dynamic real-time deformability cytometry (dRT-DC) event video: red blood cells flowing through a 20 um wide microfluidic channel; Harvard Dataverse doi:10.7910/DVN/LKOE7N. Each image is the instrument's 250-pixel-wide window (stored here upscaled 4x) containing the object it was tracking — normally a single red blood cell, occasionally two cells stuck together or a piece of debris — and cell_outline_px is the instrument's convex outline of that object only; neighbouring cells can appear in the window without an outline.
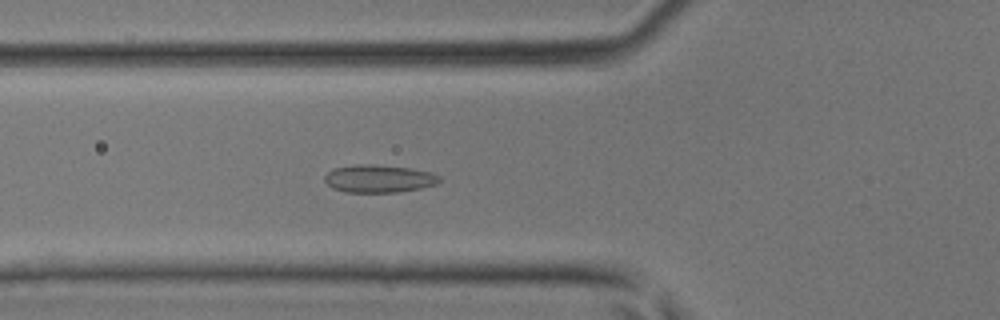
{"species": "common noctule bat (a hibernating species)", "species_latin": "Nyctalus noctula", "temperature_condition": "room temperature", "stored_images_in_passage": 44, "camera_frame_rate_fps": 3000, "um_per_image_px": 0.085, "animal": {"sex": "male", "body_mass_g": 17.9, "forearm_length_mm": 54.2}, "frame": {"image": 1, "passage_image": 16, "time_ms": 5.0, "image_size_px": [1000, 320], "cell_outline_px": [[440, 180], [436, 184], [420, 188], [400, 192], [348, 192], [332, 188], [324, 180], [324, 176], [332, 168], [356, 164], [372, 164], [408, 168], [432, 172], [440, 176]], "centroid_in_image_um": [32.19, 15.18], "position_along_channel_um": 93.6, "area_um2": 18.55}}
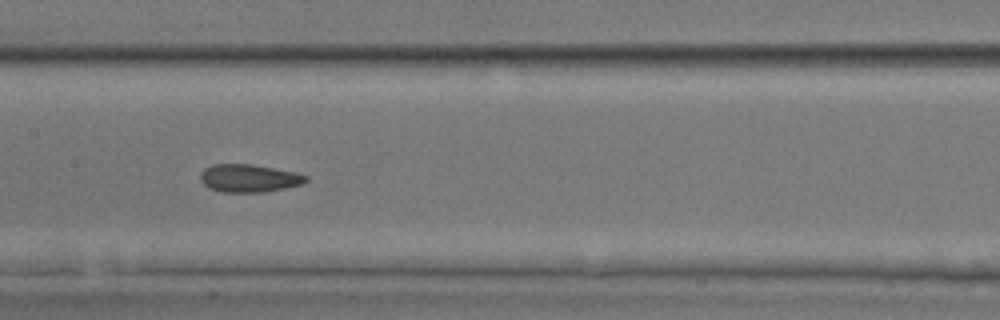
{"frame": {"image": 2, "passage_image": 22, "time_ms": 7.0, "image_size_px": [1000, 320], "cell_outline_px": [[308, 180], [300, 184], [284, 188], [264, 192], [224, 192], [208, 188], [200, 180], [200, 172], [204, 168], [212, 164], [252, 164], [296, 172], [308, 176]], "centroid_in_image_um": [21.13, 15.14], "position_along_channel_um": 186.3, "area_um2": 17.17}}
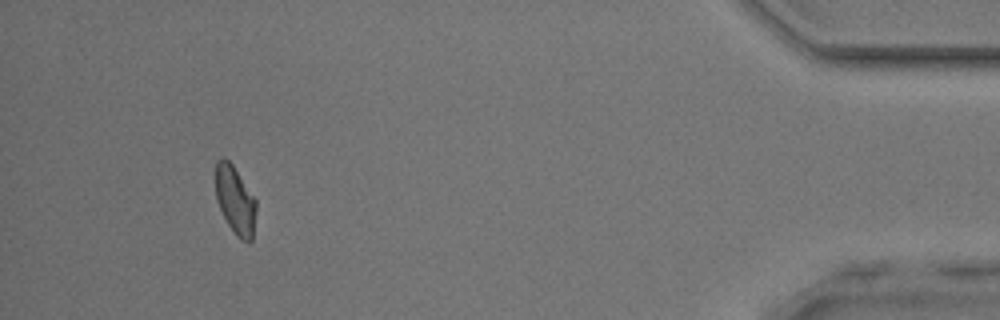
{"frame": {"image": 3, "passage_image": 41, "time_ms": 13.333, "image_size_px": [1000, 320], "cell_outline_px": [[256, 212], [252, 240], [248, 244], [240, 240], [236, 236], [228, 224], [216, 200], [216, 160], [220, 156], [224, 156], [232, 164], [256, 200]], "centroid_in_image_um": [19.99, 17.03], "position_along_channel_um": 415.2, "area_um2": 16.18}}